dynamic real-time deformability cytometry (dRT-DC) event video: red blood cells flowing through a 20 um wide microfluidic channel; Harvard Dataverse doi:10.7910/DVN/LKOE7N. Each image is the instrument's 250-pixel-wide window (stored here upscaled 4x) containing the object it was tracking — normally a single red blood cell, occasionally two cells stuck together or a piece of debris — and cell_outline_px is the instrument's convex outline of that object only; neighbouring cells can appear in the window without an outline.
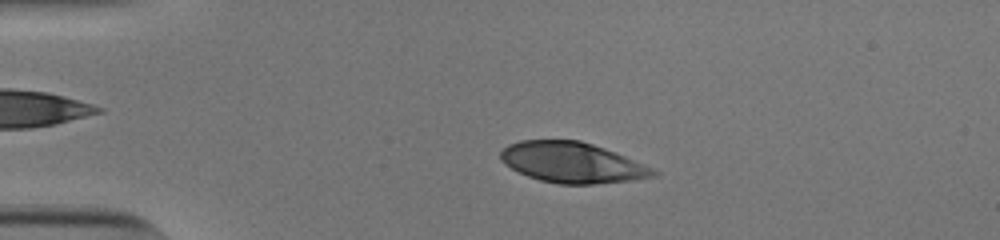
{"species": "human", "species_latin": "Homo sapiens", "temperature_condition": "cold", "stored_images_in_passage": 52, "camera_frame_rate_fps": 3000, "um_per_image_px": 0.085, "donor": {"sex": "male"}, "frame": {"image": 1, "passage_image": 11, "time_ms": 3.333, "image_size_px": [1000, 240], "cell_outline_px": [[660, 172], [656, 176], [632, 180], [592, 184], [560, 184], [540, 180], [528, 176], [504, 164], [500, 160], [500, 152], [508, 144], [520, 140], [580, 140], [616, 152], [652, 168]], "centroid_in_image_um": [48.63, 13.81], "position_along_channel_um": 36.4, "area_um2": 35.95}}
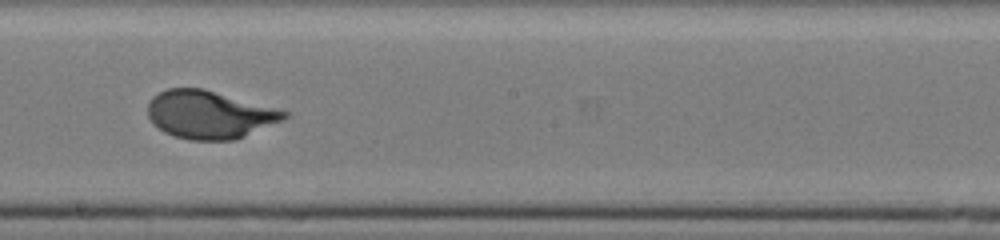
{"frame": {"image": 2, "passage_image": 30, "time_ms": 9.667, "image_size_px": [1000, 240], "cell_outline_px": [[292, 112], [284, 120], [236, 140], [188, 140], [172, 136], [164, 132], [152, 124], [148, 116], [148, 104], [152, 96], [168, 88], [204, 88]], "centroid_in_image_um": [17.82, 9.75], "position_along_channel_um": 230.4, "area_um2": 38.61}}
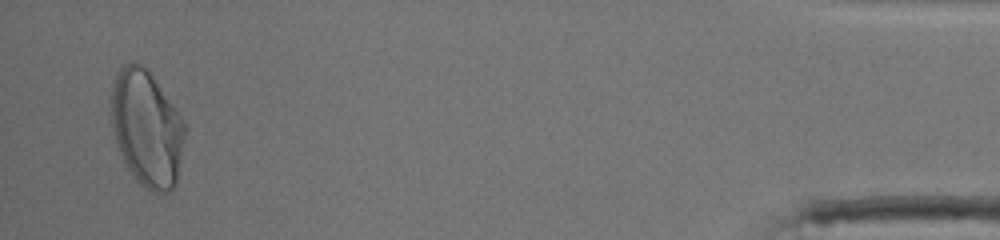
{"frame": {"image": 3, "passage_image": 51, "time_ms": 16.667, "image_size_px": [1000, 240], "cell_outline_px": [[188, 128], [176, 184], [172, 188], [164, 192], [152, 192], [140, 184], [136, 180], [128, 168], [116, 144], [112, 124], [112, 88], [116, 76], [120, 68], [132, 60], [140, 64], [152, 76], [184, 120]], "centroid_in_image_um": [12.51, 10.93], "position_along_channel_um": 422.7, "area_um2": 49.65}, "authors_computed_cell_mechanics": {"area_um2": 38.2058, "velocity_mm_per_s": 3.8138, "shape_relaxation_time_tau1_ms": 3.4854, "shape_relaxation_time_tau2_ms": null, "deformation_change_tau1": 0.1955, "deformation_change_tau2": null}}